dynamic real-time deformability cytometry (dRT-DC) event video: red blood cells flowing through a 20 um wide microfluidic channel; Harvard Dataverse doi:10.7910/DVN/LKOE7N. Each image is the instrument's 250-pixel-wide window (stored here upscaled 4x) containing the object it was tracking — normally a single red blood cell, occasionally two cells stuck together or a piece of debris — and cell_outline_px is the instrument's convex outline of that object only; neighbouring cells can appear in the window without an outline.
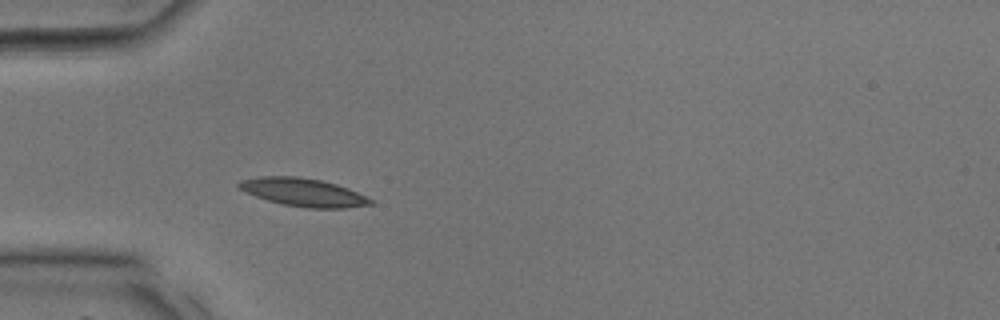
{"species": "common noctule bat (a hibernating species)", "species_latin": "Nyctalus noctula", "temperature_condition": "room temperature", "stored_images_in_passage": 26, "camera_frame_rate_fps": 3000, "um_per_image_px": 0.085, "animal": {"sex": "male", "body_mass_g": 17.9, "forearm_length_mm": 54.2}, "frame": {"image": 1, "passage_image": 1, "time_ms": 0.0, "image_size_px": [1000, 320], "cell_outline_px": [[372, 204], [344, 208], [308, 208], [284, 204], [268, 200], [244, 192], [236, 184], [240, 180], [260, 176], [300, 176], [320, 180], [336, 184], [348, 188], [372, 200]], "centroid_in_image_um": [25.73, 16.33], "position_along_channel_um": 59.3, "area_um2": 21.33}}
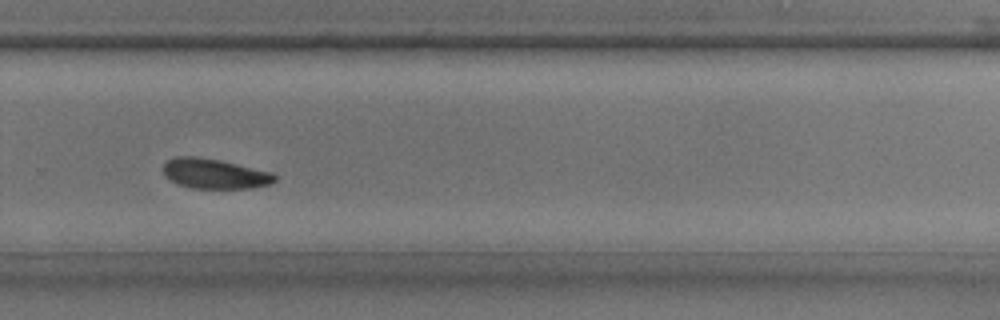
{"frame": {"image": 2, "passage_image": 15, "time_ms": 4.667, "image_size_px": [1000, 320], "cell_outline_px": [[276, 180], [272, 184], [252, 188], [192, 188], [180, 184], [164, 176], [164, 164], [168, 160], [176, 156], [196, 156], [220, 160], [272, 172], [276, 176]], "centroid_in_image_um": [18.27, 14.76], "position_along_channel_um": 311.5, "area_um2": 19.42}}
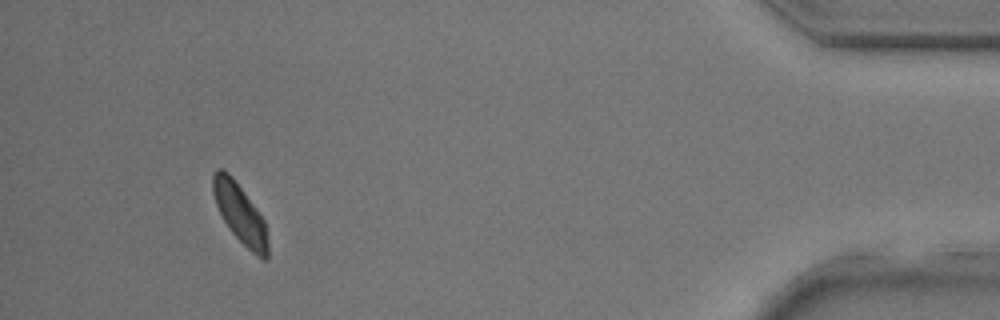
{"frame": {"image": 3, "passage_image": 24, "time_ms": 7.667, "image_size_px": [1000, 320], "cell_outline_px": [[268, 256], [264, 260], [256, 256], [228, 228], [216, 204], [212, 192], [212, 176], [216, 168], [220, 168], [228, 172], [232, 176], [264, 220], [268, 240]], "centroid_in_image_um": [20.39, 18.14], "position_along_channel_um": 414.8, "area_um2": 18.67}}